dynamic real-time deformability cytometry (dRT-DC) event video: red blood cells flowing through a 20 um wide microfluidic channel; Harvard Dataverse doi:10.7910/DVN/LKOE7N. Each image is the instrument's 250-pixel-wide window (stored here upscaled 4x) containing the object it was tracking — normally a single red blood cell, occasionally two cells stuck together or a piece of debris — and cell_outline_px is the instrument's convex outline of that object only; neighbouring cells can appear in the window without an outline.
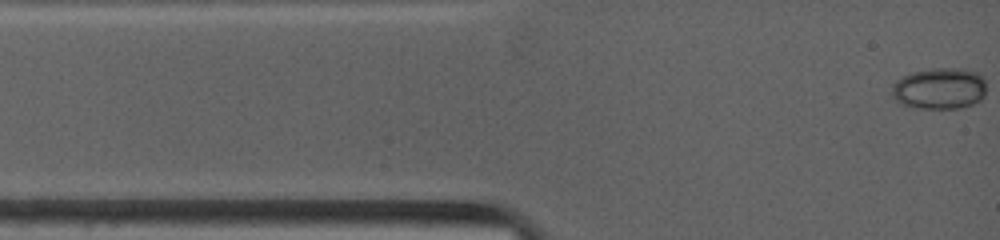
{"species": "common noctule bat (a hibernating species)", "species_latin": "Nyctalus noctula", "temperature_condition": "warm", "stored_images_in_passage": 3, "camera_frame_rate_fps": 4500, "um_per_image_px": 0.085, "animal": {"sex": "female", "body_mass_g": 19.0, "forearm_length_mm": 53.3}, "frame": {"image": 1, "passage_image": 1, "time_ms": 0.0, "image_size_px": [1000, 240], "cell_outline_px": [[984, 96], [980, 100], [972, 104], [960, 108], [912, 108], [900, 104], [892, 96], [892, 84], [896, 80], [912, 72], [932, 68], [964, 68], [976, 72], [984, 80]], "centroid_in_image_um": [79.82, 7.52], "position_along_channel_um": 5.2, "area_um2": 22.89}}